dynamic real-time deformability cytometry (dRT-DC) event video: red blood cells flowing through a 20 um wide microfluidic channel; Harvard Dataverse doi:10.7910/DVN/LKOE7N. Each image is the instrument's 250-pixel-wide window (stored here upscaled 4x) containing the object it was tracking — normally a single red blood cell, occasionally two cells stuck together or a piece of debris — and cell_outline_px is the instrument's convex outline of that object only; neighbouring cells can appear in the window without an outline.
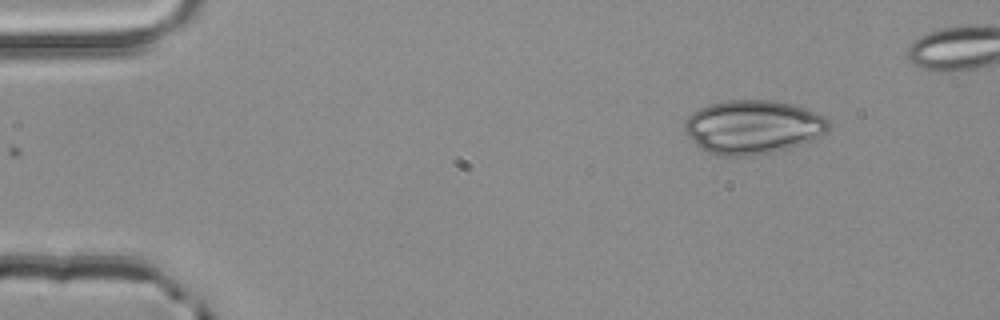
{"species": "common noctule bat (a hibernating species)", "species_latin": "Nyctalus noctula", "temperature_condition": "room temperature", "stored_images_in_passage": 3, "camera_frame_rate_fps": 3000, "um_per_image_px": 0.085, "animal": {"sex": "male", "body_mass_g": 20.4}, "frame": {"image": 1, "passage_image": 3, "time_ms": 0.667, "image_size_px": [1000, 320], "cell_outline_px": [[832, 128], [812, 140], [788, 148], [772, 152], [748, 156], [720, 156], [708, 152], [700, 148], [688, 136], [684, 128], [684, 124], [688, 116], [692, 112], [708, 104], [728, 100], [772, 100], [792, 104], [804, 108], [824, 116], [832, 124]], "centroid_in_image_um": [64.0, 10.79], "position_along_channel_um": 21.0, "area_um2": 45.26}}